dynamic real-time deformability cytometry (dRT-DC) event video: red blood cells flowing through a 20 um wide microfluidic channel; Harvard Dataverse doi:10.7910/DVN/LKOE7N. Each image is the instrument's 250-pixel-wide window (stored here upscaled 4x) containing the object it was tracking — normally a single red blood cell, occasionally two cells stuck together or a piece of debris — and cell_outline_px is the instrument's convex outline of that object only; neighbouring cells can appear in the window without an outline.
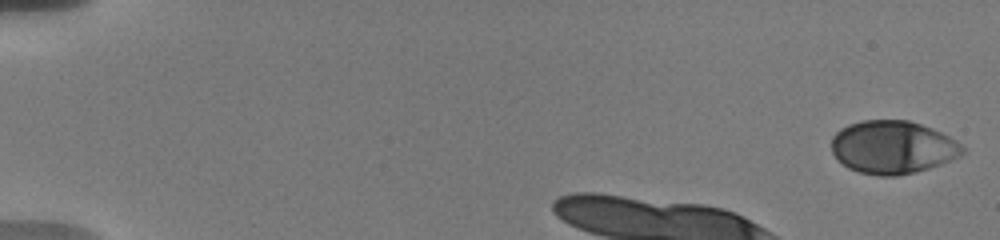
{"species": "human", "species_latin": "Homo sapiens", "temperature_condition": "warm", "stored_images_in_passage": 39, "camera_frame_rate_fps": 3000, "um_per_image_px": 0.085, "donor": {"sex": "male"}, "frame": {"image": 1, "passage_image": 1, "time_ms": 0.0, "image_size_px": [1000, 240], "cell_outline_px": [[964, 152], [960, 156], [940, 164], [916, 172], [896, 176], [876, 176], [860, 172], [848, 168], [836, 160], [832, 152], [832, 136], [840, 128], [848, 124], [860, 120], [908, 120], [932, 128], [956, 140], [964, 148]], "centroid_in_image_um": [75.84, 12.51], "position_along_channel_um": 9.2, "area_um2": 40.69}}
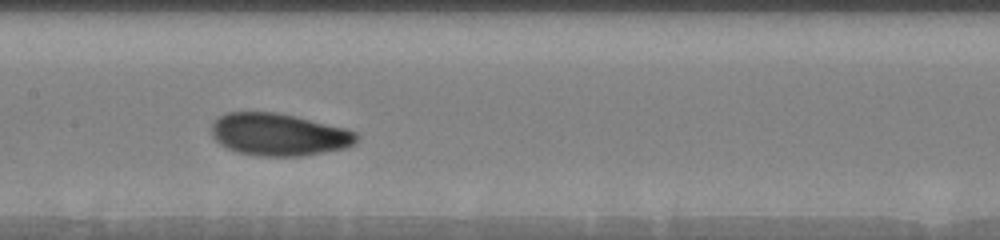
{"frame": {"image": 2, "passage_image": 13, "time_ms": 7.333, "image_size_px": [1000, 240], "cell_outline_px": [[360, 136], [348, 148], [300, 156], [260, 156], [240, 152], [228, 148], [220, 144], [212, 136], [212, 120], [224, 112], [276, 112], [296, 116], [348, 128], [356, 132]], "centroid_in_image_um": [23.71, 11.42], "position_along_channel_um": 183.7, "area_um2": 36.07}}
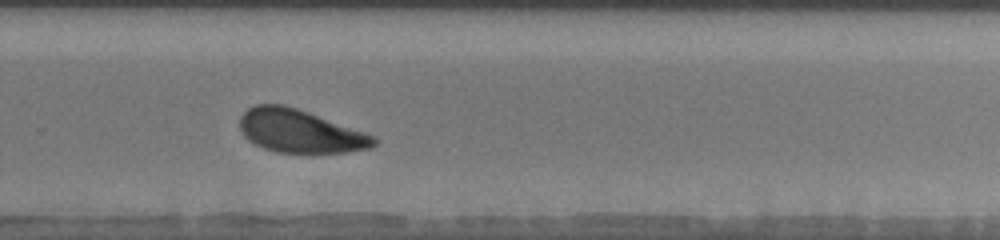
{"frame": {"image": 3, "passage_image": 24, "time_ms": 10.667, "image_size_px": [1000, 240], "cell_outline_px": [[376, 144], [372, 148], [348, 152], [276, 152], [264, 148], [248, 140], [244, 136], [240, 128], [240, 116], [248, 108], [256, 104], [284, 104], [368, 132], [376, 136]], "centroid_in_image_um": [25.53, 11.14], "position_along_channel_um": 304.3, "area_um2": 33.76}, "authors_computed_cell_mechanics": {"area_um2": 35.1424, "velocity_mm_per_s": 3.631, "shape_relaxation_time_tau1_ms": 1.7421, "shape_relaxation_time_tau2_ms": null, "deformation_change_tau1": 0.0858, "deformation_change_tau2": null}}